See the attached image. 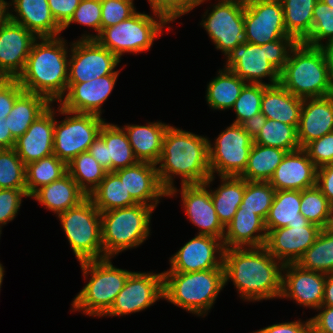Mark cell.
Returning <instances> with one entry per match:
<instances>
[{
    "label": "cell",
    "instance_id": "obj_45",
    "mask_svg": "<svg viewBox=\"0 0 333 333\" xmlns=\"http://www.w3.org/2000/svg\"><path fill=\"white\" fill-rule=\"evenodd\" d=\"M25 170L14 148L0 149V189H26Z\"/></svg>",
    "mask_w": 333,
    "mask_h": 333
},
{
    "label": "cell",
    "instance_id": "obj_19",
    "mask_svg": "<svg viewBox=\"0 0 333 333\" xmlns=\"http://www.w3.org/2000/svg\"><path fill=\"white\" fill-rule=\"evenodd\" d=\"M215 176H210L205 183L181 185V196L185 213L195 226L198 235H207L223 240L225 227L221 224L210 191L207 190Z\"/></svg>",
    "mask_w": 333,
    "mask_h": 333
},
{
    "label": "cell",
    "instance_id": "obj_5",
    "mask_svg": "<svg viewBox=\"0 0 333 333\" xmlns=\"http://www.w3.org/2000/svg\"><path fill=\"white\" fill-rule=\"evenodd\" d=\"M279 83L302 99L333 94V81L322 49L303 42H298L291 50L289 59L280 72Z\"/></svg>",
    "mask_w": 333,
    "mask_h": 333
},
{
    "label": "cell",
    "instance_id": "obj_6",
    "mask_svg": "<svg viewBox=\"0 0 333 333\" xmlns=\"http://www.w3.org/2000/svg\"><path fill=\"white\" fill-rule=\"evenodd\" d=\"M162 274L163 299L198 316L208 313L225 286L224 269Z\"/></svg>",
    "mask_w": 333,
    "mask_h": 333
},
{
    "label": "cell",
    "instance_id": "obj_57",
    "mask_svg": "<svg viewBox=\"0 0 333 333\" xmlns=\"http://www.w3.org/2000/svg\"><path fill=\"white\" fill-rule=\"evenodd\" d=\"M317 310L321 312L310 318L311 329L315 333H333V306H321Z\"/></svg>",
    "mask_w": 333,
    "mask_h": 333
},
{
    "label": "cell",
    "instance_id": "obj_25",
    "mask_svg": "<svg viewBox=\"0 0 333 333\" xmlns=\"http://www.w3.org/2000/svg\"><path fill=\"white\" fill-rule=\"evenodd\" d=\"M317 167L303 148L287 152L269 183L276 191L298 190L316 185Z\"/></svg>",
    "mask_w": 333,
    "mask_h": 333
},
{
    "label": "cell",
    "instance_id": "obj_58",
    "mask_svg": "<svg viewBox=\"0 0 333 333\" xmlns=\"http://www.w3.org/2000/svg\"><path fill=\"white\" fill-rule=\"evenodd\" d=\"M316 186L333 206V164L317 168Z\"/></svg>",
    "mask_w": 333,
    "mask_h": 333
},
{
    "label": "cell",
    "instance_id": "obj_8",
    "mask_svg": "<svg viewBox=\"0 0 333 333\" xmlns=\"http://www.w3.org/2000/svg\"><path fill=\"white\" fill-rule=\"evenodd\" d=\"M155 209L136 204L130 207L101 212V231L104 258L141 245L150 234V220Z\"/></svg>",
    "mask_w": 333,
    "mask_h": 333
},
{
    "label": "cell",
    "instance_id": "obj_42",
    "mask_svg": "<svg viewBox=\"0 0 333 333\" xmlns=\"http://www.w3.org/2000/svg\"><path fill=\"white\" fill-rule=\"evenodd\" d=\"M296 264L306 270L324 274L333 273V234L322 229L316 241Z\"/></svg>",
    "mask_w": 333,
    "mask_h": 333
},
{
    "label": "cell",
    "instance_id": "obj_41",
    "mask_svg": "<svg viewBox=\"0 0 333 333\" xmlns=\"http://www.w3.org/2000/svg\"><path fill=\"white\" fill-rule=\"evenodd\" d=\"M67 173L89 195L101 183L107 171L87 151L67 163Z\"/></svg>",
    "mask_w": 333,
    "mask_h": 333
},
{
    "label": "cell",
    "instance_id": "obj_20",
    "mask_svg": "<svg viewBox=\"0 0 333 333\" xmlns=\"http://www.w3.org/2000/svg\"><path fill=\"white\" fill-rule=\"evenodd\" d=\"M37 38L23 25L11 20L0 27V72L8 79H17Z\"/></svg>",
    "mask_w": 333,
    "mask_h": 333
},
{
    "label": "cell",
    "instance_id": "obj_13",
    "mask_svg": "<svg viewBox=\"0 0 333 333\" xmlns=\"http://www.w3.org/2000/svg\"><path fill=\"white\" fill-rule=\"evenodd\" d=\"M244 8L245 5L236 0H219L210 13L207 10L203 15L200 25L207 31L215 48L222 50L225 56L245 42Z\"/></svg>",
    "mask_w": 333,
    "mask_h": 333
},
{
    "label": "cell",
    "instance_id": "obj_53",
    "mask_svg": "<svg viewBox=\"0 0 333 333\" xmlns=\"http://www.w3.org/2000/svg\"><path fill=\"white\" fill-rule=\"evenodd\" d=\"M26 189H0V226L6 225L17 215Z\"/></svg>",
    "mask_w": 333,
    "mask_h": 333
},
{
    "label": "cell",
    "instance_id": "obj_48",
    "mask_svg": "<svg viewBox=\"0 0 333 333\" xmlns=\"http://www.w3.org/2000/svg\"><path fill=\"white\" fill-rule=\"evenodd\" d=\"M266 87L265 84L252 83H247L244 86L232 107L237 116L233 124L241 125L245 120L261 112V99Z\"/></svg>",
    "mask_w": 333,
    "mask_h": 333
},
{
    "label": "cell",
    "instance_id": "obj_55",
    "mask_svg": "<svg viewBox=\"0 0 333 333\" xmlns=\"http://www.w3.org/2000/svg\"><path fill=\"white\" fill-rule=\"evenodd\" d=\"M56 22L63 27L73 16L81 0H47Z\"/></svg>",
    "mask_w": 333,
    "mask_h": 333
},
{
    "label": "cell",
    "instance_id": "obj_35",
    "mask_svg": "<svg viewBox=\"0 0 333 333\" xmlns=\"http://www.w3.org/2000/svg\"><path fill=\"white\" fill-rule=\"evenodd\" d=\"M99 136L107 146L108 172H114L138 162L123 128L104 122Z\"/></svg>",
    "mask_w": 333,
    "mask_h": 333
},
{
    "label": "cell",
    "instance_id": "obj_62",
    "mask_svg": "<svg viewBox=\"0 0 333 333\" xmlns=\"http://www.w3.org/2000/svg\"><path fill=\"white\" fill-rule=\"evenodd\" d=\"M322 306H333V273L326 274Z\"/></svg>",
    "mask_w": 333,
    "mask_h": 333
},
{
    "label": "cell",
    "instance_id": "obj_2",
    "mask_svg": "<svg viewBox=\"0 0 333 333\" xmlns=\"http://www.w3.org/2000/svg\"><path fill=\"white\" fill-rule=\"evenodd\" d=\"M209 139L194 133L168 126L157 163L158 176L167 197L178 191L173 184L175 175L181 185L202 184L211 176L209 165Z\"/></svg>",
    "mask_w": 333,
    "mask_h": 333
},
{
    "label": "cell",
    "instance_id": "obj_60",
    "mask_svg": "<svg viewBox=\"0 0 333 333\" xmlns=\"http://www.w3.org/2000/svg\"><path fill=\"white\" fill-rule=\"evenodd\" d=\"M266 120L267 118L259 112L251 118L245 120L241 126L254 139L266 124Z\"/></svg>",
    "mask_w": 333,
    "mask_h": 333
},
{
    "label": "cell",
    "instance_id": "obj_4",
    "mask_svg": "<svg viewBox=\"0 0 333 333\" xmlns=\"http://www.w3.org/2000/svg\"><path fill=\"white\" fill-rule=\"evenodd\" d=\"M298 41L287 36L275 41L256 45L242 43L226 55L224 69H229L246 83L275 85L280 82V72L289 59L291 50ZM269 77L270 82H262Z\"/></svg>",
    "mask_w": 333,
    "mask_h": 333
},
{
    "label": "cell",
    "instance_id": "obj_33",
    "mask_svg": "<svg viewBox=\"0 0 333 333\" xmlns=\"http://www.w3.org/2000/svg\"><path fill=\"white\" fill-rule=\"evenodd\" d=\"M301 191H276L269 214L265 220L267 233L272 229L287 227L288 224H309L300 213Z\"/></svg>",
    "mask_w": 333,
    "mask_h": 333
},
{
    "label": "cell",
    "instance_id": "obj_40",
    "mask_svg": "<svg viewBox=\"0 0 333 333\" xmlns=\"http://www.w3.org/2000/svg\"><path fill=\"white\" fill-rule=\"evenodd\" d=\"M67 173V164L51 155L26 165V192L30 197L42 186L60 179Z\"/></svg>",
    "mask_w": 333,
    "mask_h": 333
},
{
    "label": "cell",
    "instance_id": "obj_29",
    "mask_svg": "<svg viewBox=\"0 0 333 333\" xmlns=\"http://www.w3.org/2000/svg\"><path fill=\"white\" fill-rule=\"evenodd\" d=\"M169 125L162 122L148 123L147 125H125L122 127L127 135L135 158L139 162L158 163L163 138Z\"/></svg>",
    "mask_w": 333,
    "mask_h": 333
},
{
    "label": "cell",
    "instance_id": "obj_10",
    "mask_svg": "<svg viewBox=\"0 0 333 333\" xmlns=\"http://www.w3.org/2000/svg\"><path fill=\"white\" fill-rule=\"evenodd\" d=\"M154 16L136 12L128 19L102 29L95 40L119 60L126 52L137 54L147 51L168 24L162 17Z\"/></svg>",
    "mask_w": 333,
    "mask_h": 333
},
{
    "label": "cell",
    "instance_id": "obj_31",
    "mask_svg": "<svg viewBox=\"0 0 333 333\" xmlns=\"http://www.w3.org/2000/svg\"><path fill=\"white\" fill-rule=\"evenodd\" d=\"M303 99L287 91L280 83L267 86L261 99V113L267 118L298 128Z\"/></svg>",
    "mask_w": 333,
    "mask_h": 333
},
{
    "label": "cell",
    "instance_id": "obj_23",
    "mask_svg": "<svg viewBox=\"0 0 333 333\" xmlns=\"http://www.w3.org/2000/svg\"><path fill=\"white\" fill-rule=\"evenodd\" d=\"M114 173L137 204L155 209L160 198L168 196L160 182L156 164L138 161L135 165L116 170Z\"/></svg>",
    "mask_w": 333,
    "mask_h": 333
},
{
    "label": "cell",
    "instance_id": "obj_56",
    "mask_svg": "<svg viewBox=\"0 0 333 333\" xmlns=\"http://www.w3.org/2000/svg\"><path fill=\"white\" fill-rule=\"evenodd\" d=\"M310 331L311 321L309 319L306 320V322L295 320L292 322L273 324L253 333H310Z\"/></svg>",
    "mask_w": 333,
    "mask_h": 333
},
{
    "label": "cell",
    "instance_id": "obj_24",
    "mask_svg": "<svg viewBox=\"0 0 333 333\" xmlns=\"http://www.w3.org/2000/svg\"><path fill=\"white\" fill-rule=\"evenodd\" d=\"M54 110L51 105L16 140L14 149L25 165L53 155Z\"/></svg>",
    "mask_w": 333,
    "mask_h": 333
},
{
    "label": "cell",
    "instance_id": "obj_54",
    "mask_svg": "<svg viewBox=\"0 0 333 333\" xmlns=\"http://www.w3.org/2000/svg\"><path fill=\"white\" fill-rule=\"evenodd\" d=\"M24 92L16 79H9L0 87V118L5 119L16 101Z\"/></svg>",
    "mask_w": 333,
    "mask_h": 333
},
{
    "label": "cell",
    "instance_id": "obj_16",
    "mask_svg": "<svg viewBox=\"0 0 333 333\" xmlns=\"http://www.w3.org/2000/svg\"><path fill=\"white\" fill-rule=\"evenodd\" d=\"M163 299V274L132 272L104 316H122L140 312Z\"/></svg>",
    "mask_w": 333,
    "mask_h": 333
},
{
    "label": "cell",
    "instance_id": "obj_38",
    "mask_svg": "<svg viewBox=\"0 0 333 333\" xmlns=\"http://www.w3.org/2000/svg\"><path fill=\"white\" fill-rule=\"evenodd\" d=\"M100 211L125 208L136 205L124 184L114 172H107L101 183L88 195Z\"/></svg>",
    "mask_w": 333,
    "mask_h": 333
},
{
    "label": "cell",
    "instance_id": "obj_14",
    "mask_svg": "<svg viewBox=\"0 0 333 333\" xmlns=\"http://www.w3.org/2000/svg\"><path fill=\"white\" fill-rule=\"evenodd\" d=\"M71 46L68 83H83L101 76L119 74V70L114 69L121 60L95 39H79Z\"/></svg>",
    "mask_w": 333,
    "mask_h": 333
},
{
    "label": "cell",
    "instance_id": "obj_21",
    "mask_svg": "<svg viewBox=\"0 0 333 333\" xmlns=\"http://www.w3.org/2000/svg\"><path fill=\"white\" fill-rule=\"evenodd\" d=\"M283 273L280 298L293 299L297 304L312 309L322 306L326 274L302 269L296 263L284 264Z\"/></svg>",
    "mask_w": 333,
    "mask_h": 333
},
{
    "label": "cell",
    "instance_id": "obj_1",
    "mask_svg": "<svg viewBox=\"0 0 333 333\" xmlns=\"http://www.w3.org/2000/svg\"><path fill=\"white\" fill-rule=\"evenodd\" d=\"M223 267L225 284L233 281L242 299L259 301L281 297L284 264L265 246L224 248Z\"/></svg>",
    "mask_w": 333,
    "mask_h": 333
},
{
    "label": "cell",
    "instance_id": "obj_15",
    "mask_svg": "<svg viewBox=\"0 0 333 333\" xmlns=\"http://www.w3.org/2000/svg\"><path fill=\"white\" fill-rule=\"evenodd\" d=\"M245 42L263 45L291 36L284 24L283 7L280 0L255 1L244 8Z\"/></svg>",
    "mask_w": 333,
    "mask_h": 333
},
{
    "label": "cell",
    "instance_id": "obj_3",
    "mask_svg": "<svg viewBox=\"0 0 333 333\" xmlns=\"http://www.w3.org/2000/svg\"><path fill=\"white\" fill-rule=\"evenodd\" d=\"M65 42L60 36L35 40L24 70L16 79L25 92L40 94L51 103L66 94L69 59Z\"/></svg>",
    "mask_w": 333,
    "mask_h": 333
},
{
    "label": "cell",
    "instance_id": "obj_18",
    "mask_svg": "<svg viewBox=\"0 0 333 333\" xmlns=\"http://www.w3.org/2000/svg\"><path fill=\"white\" fill-rule=\"evenodd\" d=\"M322 228L309 224H288L267 233L265 247L283 264L297 263L304 252L316 241Z\"/></svg>",
    "mask_w": 333,
    "mask_h": 333
},
{
    "label": "cell",
    "instance_id": "obj_68",
    "mask_svg": "<svg viewBox=\"0 0 333 333\" xmlns=\"http://www.w3.org/2000/svg\"><path fill=\"white\" fill-rule=\"evenodd\" d=\"M238 1L240 4L246 5L255 1H262V0H236Z\"/></svg>",
    "mask_w": 333,
    "mask_h": 333
},
{
    "label": "cell",
    "instance_id": "obj_65",
    "mask_svg": "<svg viewBox=\"0 0 333 333\" xmlns=\"http://www.w3.org/2000/svg\"><path fill=\"white\" fill-rule=\"evenodd\" d=\"M323 230L330 234H333V206L331 207L330 214L327 218V222H326Z\"/></svg>",
    "mask_w": 333,
    "mask_h": 333
},
{
    "label": "cell",
    "instance_id": "obj_46",
    "mask_svg": "<svg viewBox=\"0 0 333 333\" xmlns=\"http://www.w3.org/2000/svg\"><path fill=\"white\" fill-rule=\"evenodd\" d=\"M332 205L315 185L301 191L300 213L312 224L324 228Z\"/></svg>",
    "mask_w": 333,
    "mask_h": 333
},
{
    "label": "cell",
    "instance_id": "obj_26",
    "mask_svg": "<svg viewBox=\"0 0 333 333\" xmlns=\"http://www.w3.org/2000/svg\"><path fill=\"white\" fill-rule=\"evenodd\" d=\"M333 132V94L319 98L303 99L298 142L301 148L311 141Z\"/></svg>",
    "mask_w": 333,
    "mask_h": 333
},
{
    "label": "cell",
    "instance_id": "obj_12",
    "mask_svg": "<svg viewBox=\"0 0 333 333\" xmlns=\"http://www.w3.org/2000/svg\"><path fill=\"white\" fill-rule=\"evenodd\" d=\"M209 140L211 175L239 177L245 170L253 146V138L239 124H231L218 135L212 145ZM213 146V147H212Z\"/></svg>",
    "mask_w": 333,
    "mask_h": 333
},
{
    "label": "cell",
    "instance_id": "obj_51",
    "mask_svg": "<svg viewBox=\"0 0 333 333\" xmlns=\"http://www.w3.org/2000/svg\"><path fill=\"white\" fill-rule=\"evenodd\" d=\"M206 0H148L153 16L162 17L168 24L187 14Z\"/></svg>",
    "mask_w": 333,
    "mask_h": 333
},
{
    "label": "cell",
    "instance_id": "obj_22",
    "mask_svg": "<svg viewBox=\"0 0 333 333\" xmlns=\"http://www.w3.org/2000/svg\"><path fill=\"white\" fill-rule=\"evenodd\" d=\"M119 74L101 76L83 83H68L67 94L60 100L63 109L101 116V105L114 89Z\"/></svg>",
    "mask_w": 333,
    "mask_h": 333
},
{
    "label": "cell",
    "instance_id": "obj_27",
    "mask_svg": "<svg viewBox=\"0 0 333 333\" xmlns=\"http://www.w3.org/2000/svg\"><path fill=\"white\" fill-rule=\"evenodd\" d=\"M8 3L16 12V15L9 12V20L23 25L37 37H57L63 31L52 16L47 0H12Z\"/></svg>",
    "mask_w": 333,
    "mask_h": 333
},
{
    "label": "cell",
    "instance_id": "obj_44",
    "mask_svg": "<svg viewBox=\"0 0 333 333\" xmlns=\"http://www.w3.org/2000/svg\"><path fill=\"white\" fill-rule=\"evenodd\" d=\"M275 192L269 182L245 180L244 196L238 209L253 211L266 220Z\"/></svg>",
    "mask_w": 333,
    "mask_h": 333
},
{
    "label": "cell",
    "instance_id": "obj_34",
    "mask_svg": "<svg viewBox=\"0 0 333 333\" xmlns=\"http://www.w3.org/2000/svg\"><path fill=\"white\" fill-rule=\"evenodd\" d=\"M219 178L222 184L216 190L210 189V194L217 216L221 224L226 227L242 203L245 179L235 176H221Z\"/></svg>",
    "mask_w": 333,
    "mask_h": 333
},
{
    "label": "cell",
    "instance_id": "obj_67",
    "mask_svg": "<svg viewBox=\"0 0 333 333\" xmlns=\"http://www.w3.org/2000/svg\"><path fill=\"white\" fill-rule=\"evenodd\" d=\"M3 276H4V268L2 267V264L0 263V289L3 281Z\"/></svg>",
    "mask_w": 333,
    "mask_h": 333
},
{
    "label": "cell",
    "instance_id": "obj_9",
    "mask_svg": "<svg viewBox=\"0 0 333 333\" xmlns=\"http://www.w3.org/2000/svg\"><path fill=\"white\" fill-rule=\"evenodd\" d=\"M58 218L79 262L104 259L101 212L89 197Z\"/></svg>",
    "mask_w": 333,
    "mask_h": 333
},
{
    "label": "cell",
    "instance_id": "obj_11",
    "mask_svg": "<svg viewBox=\"0 0 333 333\" xmlns=\"http://www.w3.org/2000/svg\"><path fill=\"white\" fill-rule=\"evenodd\" d=\"M58 108L57 112L67 114V117L60 122L54 118L53 155L67 164L79 154L88 151L99 135L105 119L95 114L70 112L60 106Z\"/></svg>",
    "mask_w": 333,
    "mask_h": 333
},
{
    "label": "cell",
    "instance_id": "obj_63",
    "mask_svg": "<svg viewBox=\"0 0 333 333\" xmlns=\"http://www.w3.org/2000/svg\"><path fill=\"white\" fill-rule=\"evenodd\" d=\"M320 48L324 53L327 62V67L329 69V73L333 81V40L331 41L326 40V44L323 43Z\"/></svg>",
    "mask_w": 333,
    "mask_h": 333
},
{
    "label": "cell",
    "instance_id": "obj_66",
    "mask_svg": "<svg viewBox=\"0 0 333 333\" xmlns=\"http://www.w3.org/2000/svg\"><path fill=\"white\" fill-rule=\"evenodd\" d=\"M9 79L2 73L0 72V87L4 85Z\"/></svg>",
    "mask_w": 333,
    "mask_h": 333
},
{
    "label": "cell",
    "instance_id": "obj_37",
    "mask_svg": "<svg viewBox=\"0 0 333 333\" xmlns=\"http://www.w3.org/2000/svg\"><path fill=\"white\" fill-rule=\"evenodd\" d=\"M287 151L253 143L247 166L239 176L247 181L269 182Z\"/></svg>",
    "mask_w": 333,
    "mask_h": 333
},
{
    "label": "cell",
    "instance_id": "obj_50",
    "mask_svg": "<svg viewBox=\"0 0 333 333\" xmlns=\"http://www.w3.org/2000/svg\"><path fill=\"white\" fill-rule=\"evenodd\" d=\"M134 0H101V30L130 18L137 10Z\"/></svg>",
    "mask_w": 333,
    "mask_h": 333
},
{
    "label": "cell",
    "instance_id": "obj_17",
    "mask_svg": "<svg viewBox=\"0 0 333 333\" xmlns=\"http://www.w3.org/2000/svg\"><path fill=\"white\" fill-rule=\"evenodd\" d=\"M219 255L218 257L217 254ZM223 242L219 238L196 235L170 258L171 268L164 272H199L224 269Z\"/></svg>",
    "mask_w": 333,
    "mask_h": 333
},
{
    "label": "cell",
    "instance_id": "obj_52",
    "mask_svg": "<svg viewBox=\"0 0 333 333\" xmlns=\"http://www.w3.org/2000/svg\"><path fill=\"white\" fill-rule=\"evenodd\" d=\"M303 149L317 168L333 164V132L311 141Z\"/></svg>",
    "mask_w": 333,
    "mask_h": 333
},
{
    "label": "cell",
    "instance_id": "obj_43",
    "mask_svg": "<svg viewBox=\"0 0 333 333\" xmlns=\"http://www.w3.org/2000/svg\"><path fill=\"white\" fill-rule=\"evenodd\" d=\"M253 143L279 148L287 152L301 148L295 126L271 119L266 120L264 127L253 139Z\"/></svg>",
    "mask_w": 333,
    "mask_h": 333
},
{
    "label": "cell",
    "instance_id": "obj_61",
    "mask_svg": "<svg viewBox=\"0 0 333 333\" xmlns=\"http://www.w3.org/2000/svg\"><path fill=\"white\" fill-rule=\"evenodd\" d=\"M16 140L12 137L7 121L0 118V149L14 148Z\"/></svg>",
    "mask_w": 333,
    "mask_h": 333
},
{
    "label": "cell",
    "instance_id": "obj_30",
    "mask_svg": "<svg viewBox=\"0 0 333 333\" xmlns=\"http://www.w3.org/2000/svg\"><path fill=\"white\" fill-rule=\"evenodd\" d=\"M57 215L79 205L88 195L66 173L60 179L42 186L31 196Z\"/></svg>",
    "mask_w": 333,
    "mask_h": 333
},
{
    "label": "cell",
    "instance_id": "obj_47",
    "mask_svg": "<svg viewBox=\"0 0 333 333\" xmlns=\"http://www.w3.org/2000/svg\"><path fill=\"white\" fill-rule=\"evenodd\" d=\"M325 39L333 40V8L317 0L313 9L311 33L302 42L312 47H321Z\"/></svg>",
    "mask_w": 333,
    "mask_h": 333
},
{
    "label": "cell",
    "instance_id": "obj_36",
    "mask_svg": "<svg viewBox=\"0 0 333 333\" xmlns=\"http://www.w3.org/2000/svg\"><path fill=\"white\" fill-rule=\"evenodd\" d=\"M247 83L229 69L220 70L207 86L206 100L213 110L231 109Z\"/></svg>",
    "mask_w": 333,
    "mask_h": 333
},
{
    "label": "cell",
    "instance_id": "obj_49",
    "mask_svg": "<svg viewBox=\"0 0 333 333\" xmlns=\"http://www.w3.org/2000/svg\"><path fill=\"white\" fill-rule=\"evenodd\" d=\"M71 23L92 27L98 34H83L80 39H95L101 32V0H81L70 20L62 27L65 30Z\"/></svg>",
    "mask_w": 333,
    "mask_h": 333
},
{
    "label": "cell",
    "instance_id": "obj_59",
    "mask_svg": "<svg viewBox=\"0 0 333 333\" xmlns=\"http://www.w3.org/2000/svg\"><path fill=\"white\" fill-rule=\"evenodd\" d=\"M88 152L108 172V153L105 141L98 135L90 145Z\"/></svg>",
    "mask_w": 333,
    "mask_h": 333
},
{
    "label": "cell",
    "instance_id": "obj_69",
    "mask_svg": "<svg viewBox=\"0 0 333 333\" xmlns=\"http://www.w3.org/2000/svg\"><path fill=\"white\" fill-rule=\"evenodd\" d=\"M322 1L328 6H331L333 8V0H322Z\"/></svg>",
    "mask_w": 333,
    "mask_h": 333
},
{
    "label": "cell",
    "instance_id": "obj_64",
    "mask_svg": "<svg viewBox=\"0 0 333 333\" xmlns=\"http://www.w3.org/2000/svg\"><path fill=\"white\" fill-rule=\"evenodd\" d=\"M9 7L6 0H0V27L9 20Z\"/></svg>",
    "mask_w": 333,
    "mask_h": 333
},
{
    "label": "cell",
    "instance_id": "obj_28",
    "mask_svg": "<svg viewBox=\"0 0 333 333\" xmlns=\"http://www.w3.org/2000/svg\"><path fill=\"white\" fill-rule=\"evenodd\" d=\"M266 240L265 220L253 211L238 209L225 227L222 242L224 248H246L265 246Z\"/></svg>",
    "mask_w": 333,
    "mask_h": 333
},
{
    "label": "cell",
    "instance_id": "obj_32",
    "mask_svg": "<svg viewBox=\"0 0 333 333\" xmlns=\"http://www.w3.org/2000/svg\"><path fill=\"white\" fill-rule=\"evenodd\" d=\"M50 106L51 102L46 97L24 91L16 99L12 110L5 118L12 137L17 140L22 136Z\"/></svg>",
    "mask_w": 333,
    "mask_h": 333
},
{
    "label": "cell",
    "instance_id": "obj_39",
    "mask_svg": "<svg viewBox=\"0 0 333 333\" xmlns=\"http://www.w3.org/2000/svg\"><path fill=\"white\" fill-rule=\"evenodd\" d=\"M285 29L298 42H302L312 30L313 9L317 0H280Z\"/></svg>",
    "mask_w": 333,
    "mask_h": 333
},
{
    "label": "cell",
    "instance_id": "obj_7",
    "mask_svg": "<svg viewBox=\"0 0 333 333\" xmlns=\"http://www.w3.org/2000/svg\"><path fill=\"white\" fill-rule=\"evenodd\" d=\"M85 279L91 276L89 282L74 297L72 309L89 316H104L113 305L116 296L124 287L128 270L113 266L111 258L80 262Z\"/></svg>",
    "mask_w": 333,
    "mask_h": 333
}]
</instances>
